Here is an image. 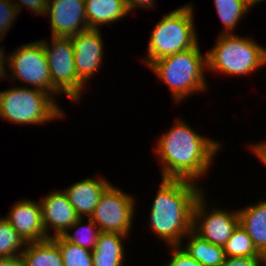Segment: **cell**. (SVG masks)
<instances>
[{
	"label": "cell",
	"mask_w": 266,
	"mask_h": 266,
	"mask_svg": "<svg viewBox=\"0 0 266 266\" xmlns=\"http://www.w3.org/2000/svg\"><path fill=\"white\" fill-rule=\"evenodd\" d=\"M21 258L24 266H64L59 246L51 238L27 243Z\"/></svg>",
	"instance_id": "ffe728a7"
},
{
	"label": "cell",
	"mask_w": 266,
	"mask_h": 266,
	"mask_svg": "<svg viewBox=\"0 0 266 266\" xmlns=\"http://www.w3.org/2000/svg\"><path fill=\"white\" fill-rule=\"evenodd\" d=\"M199 43L188 50L154 61L148 68L168 86L174 103L178 104L197 93L208 91L206 81L207 52Z\"/></svg>",
	"instance_id": "3957f363"
},
{
	"label": "cell",
	"mask_w": 266,
	"mask_h": 266,
	"mask_svg": "<svg viewBox=\"0 0 266 266\" xmlns=\"http://www.w3.org/2000/svg\"><path fill=\"white\" fill-rule=\"evenodd\" d=\"M46 16L51 36L71 37L89 29L85 0H48L44 18Z\"/></svg>",
	"instance_id": "7c38bea8"
},
{
	"label": "cell",
	"mask_w": 266,
	"mask_h": 266,
	"mask_svg": "<svg viewBox=\"0 0 266 266\" xmlns=\"http://www.w3.org/2000/svg\"><path fill=\"white\" fill-rule=\"evenodd\" d=\"M40 41L45 50L52 85L71 102L73 101V104H79L88 86L78 78L71 38L51 36L48 40Z\"/></svg>",
	"instance_id": "52a82bcc"
},
{
	"label": "cell",
	"mask_w": 266,
	"mask_h": 266,
	"mask_svg": "<svg viewBox=\"0 0 266 266\" xmlns=\"http://www.w3.org/2000/svg\"><path fill=\"white\" fill-rule=\"evenodd\" d=\"M248 150L252 151L253 155L258 158V160L266 166V140L264 141H255L247 144Z\"/></svg>",
	"instance_id": "f546056e"
},
{
	"label": "cell",
	"mask_w": 266,
	"mask_h": 266,
	"mask_svg": "<svg viewBox=\"0 0 266 266\" xmlns=\"http://www.w3.org/2000/svg\"><path fill=\"white\" fill-rule=\"evenodd\" d=\"M85 220L80 217L61 237L67 242L93 251L101 231L90 218H87V223Z\"/></svg>",
	"instance_id": "7402d4cb"
},
{
	"label": "cell",
	"mask_w": 266,
	"mask_h": 266,
	"mask_svg": "<svg viewBox=\"0 0 266 266\" xmlns=\"http://www.w3.org/2000/svg\"><path fill=\"white\" fill-rule=\"evenodd\" d=\"M0 266H24L21 255L10 257V258H0Z\"/></svg>",
	"instance_id": "d6a6232c"
},
{
	"label": "cell",
	"mask_w": 266,
	"mask_h": 266,
	"mask_svg": "<svg viewBox=\"0 0 266 266\" xmlns=\"http://www.w3.org/2000/svg\"><path fill=\"white\" fill-rule=\"evenodd\" d=\"M128 235L111 232H100L96 247L92 251L93 266H124V241Z\"/></svg>",
	"instance_id": "e0dca14e"
},
{
	"label": "cell",
	"mask_w": 266,
	"mask_h": 266,
	"mask_svg": "<svg viewBox=\"0 0 266 266\" xmlns=\"http://www.w3.org/2000/svg\"><path fill=\"white\" fill-rule=\"evenodd\" d=\"M207 52V71L240 76L255 73L266 66V47L250 36L219 34ZM216 72V73H215Z\"/></svg>",
	"instance_id": "5b68a950"
},
{
	"label": "cell",
	"mask_w": 266,
	"mask_h": 266,
	"mask_svg": "<svg viewBox=\"0 0 266 266\" xmlns=\"http://www.w3.org/2000/svg\"><path fill=\"white\" fill-rule=\"evenodd\" d=\"M16 48L7 55L8 72H12L8 76L10 81L22 82L25 87L31 86V88L44 90L54 98L62 95L52 85L43 43L36 40L24 43Z\"/></svg>",
	"instance_id": "ba28073f"
},
{
	"label": "cell",
	"mask_w": 266,
	"mask_h": 266,
	"mask_svg": "<svg viewBox=\"0 0 266 266\" xmlns=\"http://www.w3.org/2000/svg\"><path fill=\"white\" fill-rule=\"evenodd\" d=\"M85 11L89 29H102L129 16L125 0H85Z\"/></svg>",
	"instance_id": "ac0fdd59"
},
{
	"label": "cell",
	"mask_w": 266,
	"mask_h": 266,
	"mask_svg": "<svg viewBox=\"0 0 266 266\" xmlns=\"http://www.w3.org/2000/svg\"><path fill=\"white\" fill-rule=\"evenodd\" d=\"M78 78L87 86L104 60V41L100 29H88L70 37ZM97 71V72H96Z\"/></svg>",
	"instance_id": "8fae6325"
},
{
	"label": "cell",
	"mask_w": 266,
	"mask_h": 266,
	"mask_svg": "<svg viewBox=\"0 0 266 266\" xmlns=\"http://www.w3.org/2000/svg\"><path fill=\"white\" fill-rule=\"evenodd\" d=\"M51 239L59 246L64 266H93L91 250L67 242L61 236Z\"/></svg>",
	"instance_id": "d4e9b609"
},
{
	"label": "cell",
	"mask_w": 266,
	"mask_h": 266,
	"mask_svg": "<svg viewBox=\"0 0 266 266\" xmlns=\"http://www.w3.org/2000/svg\"><path fill=\"white\" fill-rule=\"evenodd\" d=\"M201 184L185 180L161 178L149 212L148 227L166 247L180 246L192 230L193 208L204 192Z\"/></svg>",
	"instance_id": "7a4b0ae2"
},
{
	"label": "cell",
	"mask_w": 266,
	"mask_h": 266,
	"mask_svg": "<svg viewBox=\"0 0 266 266\" xmlns=\"http://www.w3.org/2000/svg\"><path fill=\"white\" fill-rule=\"evenodd\" d=\"M112 183L101 194L93 214L89 217L101 232L132 236L136 215V197Z\"/></svg>",
	"instance_id": "9c48e42d"
},
{
	"label": "cell",
	"mask_w": 266,
	"mask_h": 266,
	"mask_svg": "<svg viewBox=\"0 0 266 266\" xmlns=\"http://www.w3.org/2000/svg\"><path fill=\"white\" fill-rule=\"evenodd\" d=\"M39 202L42 209V222L48 238L61 236L80 218L63 189H53Z\"/></svg>",
	"instance_id": "4fadbf2b"
},
{
	"label": "cell",
	"mask_w": 266,
	"mask_h": 266,
	"mask_svg": "<svg viewBox=\"0 0 266 266\" xmlns=\"http://www.w3.org/2000/svg\"><path fill=\"white\" fill-rule=\"evenodd\" d=\"M170 259L160 266H203L196 259L187 254L181 246H169Z\"/></svg>",
	"instance_id": "4316f807"
},
{
	"label": "cell",
	"mask_w": 266,
	"mask_h": 266,
	"mask_svg": "<svg viewBox=\"0 0 266 266\" xmlns=\"http://www.w3.org/2000/svg\"><path fill=\"white\" fill-rule=\"evenodd\" d=\"M18 15L16 6L10 0H0V43L15 24Z\"/></svg>",
	"instance_id": "484cf974"
},
{
	"label": "cell",
	"mask_w": 266,
	"mask_h": 266,
	"mask_svg": "<svg viewBox=\"0 0 266 266\" xmlns=\"http://www.w3.org/2000/svg\"><path fill=\"white\" fill-rule=\"evenodd\" d=\"M206 193L203 192L194 204L192 231L200 238L224 247L239 225V213L237 209L209 207Z\"/></svg>",
	"instance_id": "30bf717a"
},
{
	"label": "cell",
	"mask_w": 266,
	"mask_h": 266,
	"mask_svg": "<svg viewBox=\"0 0 266 266\" xmlns=\"http://www.w3.org/2000/svg\"><path fill=\"white\" fill-rule=\"evenodd\" d=\"M266 256L225 257L222 266H264Z\"/></svg>",
	"instance_id": "f1b7e54d"
},
{
	"label": "cell",
	"mask_w": 266,
	"mask_h": 266,
	"mask_svg": "<svg viewBox=\"0 0 266 266\" xmlns=\"http://www.w3.org/2000/svg\"><path fill=\"white\" fill-rule=\"evenodd\" d=\"M170 129L157 136L153 148L160 167L161 178L185 179L200 184L209 176L211 164L222 149L221 141L204 137L187 121L175 119Z\"/></svg>",
	"instance_id": "6da1fadb"
},
{
	"label": "cell",
	"mask_w": 266,
	"mask_h": 266,
	"mask_svg": "<svg viewBox=\"0 0 266 266\" xmlns=\"http://www.w3.org/2000/svg\"><path fill=\"white\" fill-rule=\"evenodd\" d=\"M250 8L255 7L257 4L259 5L261 2H265L266 0H243Z\"/></svg>",
	"instance_id": "836d02e7"
},
{
	"label": "cell",
	"mask_w": 266,
	"mask_h": 266,
	"mask_svg": "<svg viewBox=\"0 0 266 266\" xmlns=\"http://www.w3.org/2000/svg\"><path fill=\"white\" fill-rule=\"evenodd\" d=\"M7 52H5V49L0 47V81L3 79V81L8 79V57L6 56Z\"/></svg>",
	"instance_id": "1f68e13d"
},
{
	"label": "cell",
	"mask_w": 266,
	"mask_h": 266,
	"mask_svg": "<svg viewBox=\"0 0 266 266\" xmlns=\"http://www.w3.org/2000/svg\"><path fill=\"white\" fill-rule=\"evenodd\" d=\"M246 205L239 213V225L248 233L257 251L266 256V199Z\"/></svg>",
	"instance_id": "2e32d148"
},
{
	"label": "cell",
	"mask_w": 266,
	"mask_h": 266,
	"mask_svg": "<svg viewBox=\"0 0 266 266\" xmlns=\"http://www.w3.org/2000/svg\"><path fill=\"white\" fill-rule=\"evenodd\" d=\"M4 218L18 232L26 243L49 239L42 222V209L39 201L30 198L17 200Z\"/></svg>",
	"instance_id": "5bb4252c"
},
{
	"label": "cell",
	"mask_w": 266,
	"mask_h": 266,
	"mask_svg": "<svg viewBox=\"0 0 266 266\" xmlns=\"http://www.w3.org/2000/svg\"><path fill=\"white\" fill-rule=\"evenodd\" d=\"M58 101L44 90L14 86L0 91V119L16 125H46L66 117Z\"/></svg>",
	"instance_id": "8992f818"
},
{
	"label": "cell",
	"mask_w": 266,
	"mask_h": 266,
	"mask_svg": "<svg viewBox=\"0 0 266 266\" xmlns=\"http://www.w3.org/2000/svg\"><path fill=\"white\" fill-rule=\"evenodd\" d=\"M156 0H125L126 7L129 13L135 12L138 8L144 10H152L155 7Z\"/></svg>",
	"instance_id": "4dcf8cb0"
},
{
	"label": "cell",
	"mask_w": 266,
	"mask_h": 266,
	"mask_svg": "<svg viewBox=\"0 0 266 266\" xmlns=\"http://www.w3.org/2000/svg\"><path fill=\"white\" fill-rule=\"evenodd\" d=\"M27 243L4 218L0 217V258L21 255Z\"/></svg>",
	"instance_id": "603a6c76"
},
{
	"label": "cell",
	"mask_w": 266,
	"mask_h": 266,
	"mask_svg": "<svg viewBox=\"0 0 266 266\" xmlns=\"http://www.w3.org/2000/svg\"><path fill=\"white\" fill-rule=\"evenodd\" d=\"M186 239V243L183 242L180 246L187 254L203 266H222L226 257L222 246L214 245L200 238L192 230L183 241Z\"/></svg>",
	"instance_id": "d6986e66"
},
{
	"label": "cell",
	"mask_w": 266,
	"mask_h": 266,
	"mask_svg": "<svg viewBox=\"0 0 266 266\" xmlns=\"http://www.w3.org/2000/svg\"><path fill=\"white\" fill-rule=\"evenodd\" d=\"M191 1L163 14L150 31L146 55L140 58L147 68L156 60L188 50L199 43Z\"/></svg>",
	"instance_id": "277c9868"
},
{
	"label": "cell",
	"mask_w": 266,
	"mask_h": 266,
	"mask_svg": "<svg viewBox=\"0 0 266 266\" xmlns=\"http://www.w3.org/2000/svg\"><path fill=\"white\" fill-rule=\"evenodd\" d=\"M17 8L19 14L22 13L23 6L29 9V12L32 14L36 13V17H44V14L47 10L48 0H10ZM22 9V10H21Z\"/></svg>",
	"instance_id": "83f0119b"
},
{
	"label": "cell",
	"mask_w": 266,
	"mask_h": 266,
	"mask_svg": "<svg viewBox=\"0 0 266 266\" xmlns=\"http://www.w3.org/2000/svg\"><path fill=\"white\" fill-rule=\"evenodd\" d=\"M110 184L109 179L104 176L87 177L74 182L63 190L77 215L89 218L93 214L101 194Z\"/></svg>",
	"instance_id": "9a60e30c"
},
{
	"label": "cell",
	"mask_w": 266,
	"mask_h": 266,
	"mask_svg": "<svg viewBox=\"0 0 266 266\" xmlns=\"http://www.w3.org/2000/svg\"><path fill=\"white\" fill-rule=\"evenodd\" d=\"M226 257H251L261 254L255 248L248 233L238 225L223 247Z\"/></svg>",
	"instance_id": "cb8c5ba5"
},
{
	"label": "cell",
	"mask_w": 266,
	"mask_h": 266,
	"mask_svg": "<svg viewBox=\"0 0 266 266\" xmlns=\"http://www.w3.org/2000/svg\"><path fill=\"white\" fill-rule=\"evenodd\" d=\"M223 29L219 34H236L239 22L252 10L243 0H214Z\"/></svg>",
	"instance_id": "44dd1931"
}]
</instances>
